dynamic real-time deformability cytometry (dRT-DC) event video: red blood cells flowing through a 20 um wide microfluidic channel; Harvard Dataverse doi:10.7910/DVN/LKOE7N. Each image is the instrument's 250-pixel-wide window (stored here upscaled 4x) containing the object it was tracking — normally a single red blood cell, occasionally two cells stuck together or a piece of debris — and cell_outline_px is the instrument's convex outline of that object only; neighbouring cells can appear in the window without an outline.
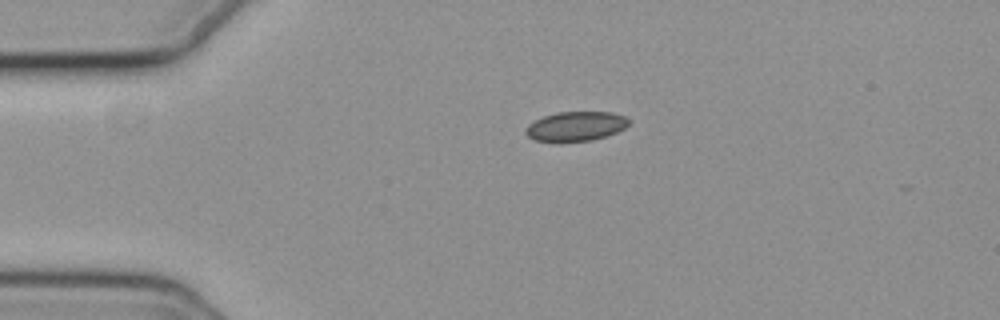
{"species": "common noctule bat (a hibernating species)", "species_latin": "Nyctalus noctula", "temperature_condition": "cold", "stored_images_in_passage": 44, "camera_frame_rate_fps": 3000, "um_per_image_px": 0.085, "animal": {"sex": "female", "body_mass_g": 19.3, "forearm_length_mm": 54.1}, "frame": {"image": 1, "passage_image": 1, "time_ms": 0.0, "image_size_px": [1000, 320], "cell_outline_px": [[628, 124], [624, 128], [616, 132], [592, 140], [536, 140], [528, 136], [524, 132], [524, 128], [528, 124], [544, 116], [556, 112], [612, 112], [624, 116], [628, 120]], "centroid_in_image_um": [48.93, 10.7], "position_along_channel_um": 36.1, "area_um2": 17.22}}
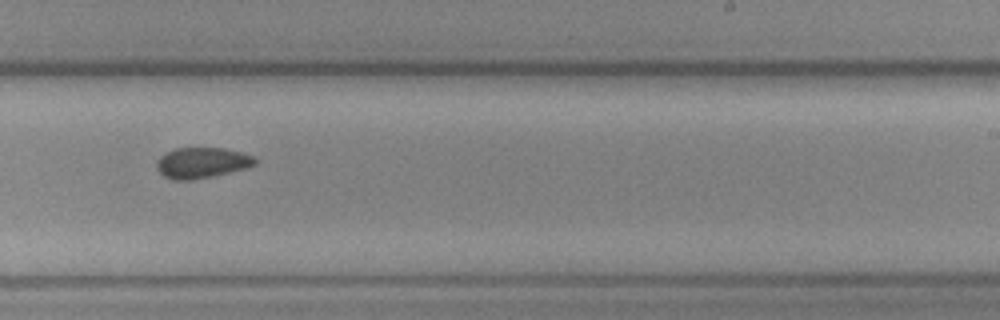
{"frame": {"image": 2, "passage_image": 23, "time_ms": 7.333, "image_size_px": [1000, 320], "cell_outline_px": [[256, 164], [248, 168], [212, 176], [192, 180], [172, 180], [164, 176], [156, 168], [156, 160], [160, 156], [176, 148], [224, 148], [240, 152], [252, 156], [256, 160]], "centroid_in_image_um": [17.14, 13.84], "position_along_channel_um": 271.9, "area_um2": 17.57}}
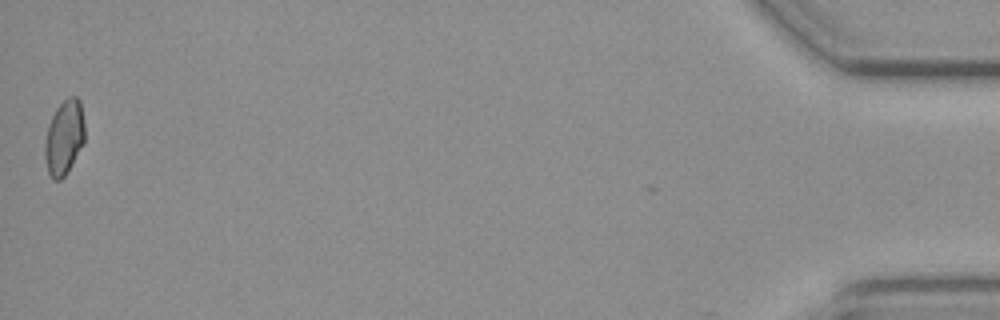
{"frame": {"image": 3, "passage_image": 44, "time_ms": 14.333, "image_size_px": [1000, 320], "cell_outline_px": [[84, 144], [64, 176], [60, 180], [52, 180], [48, 172], [44, 156], [44, 144], [48, 124], [56, 108], [68, 96], [76, 96], [80, 100], [84, 124]], "centroid_in_image_um": [5.44, 11.68], "position_along_channel_um": 429.8, "area_um2": 17.46}, "authors_computed_cell_mechanics": {"area_um2": 17.4556, "velocity_mm_per_s": 3.7232, "shape_relaxation_time_tau1_ms": 6.4951, "shape_relaxation_time_tau2_ms": 3.7118, "deformation_change_tau1": 0.0518, "deformation_change_tau2": 0.0745}}